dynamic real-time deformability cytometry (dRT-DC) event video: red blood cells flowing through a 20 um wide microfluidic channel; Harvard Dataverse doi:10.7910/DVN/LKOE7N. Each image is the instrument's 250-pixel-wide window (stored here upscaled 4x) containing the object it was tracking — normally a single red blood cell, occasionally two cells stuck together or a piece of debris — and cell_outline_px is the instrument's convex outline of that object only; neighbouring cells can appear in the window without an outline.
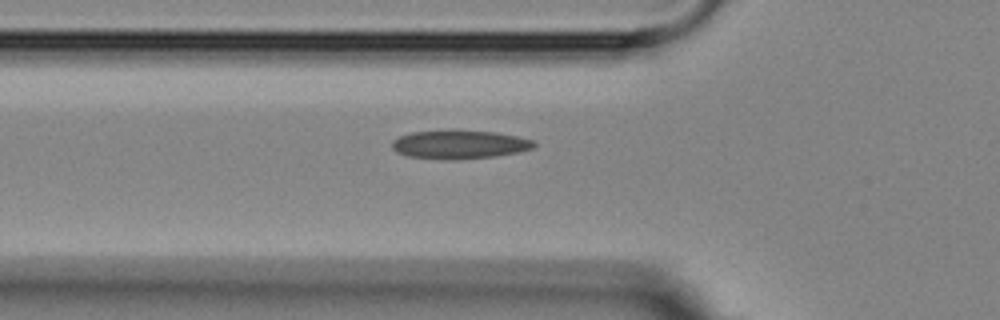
{"species": "Egyptian fruit bat (a non-hibernating species)", "species_latin": "Rousettus aegyptiacus", "temperature_condition": "room temperature", "stored_images_in_passage": 3, "camera_frame_rate_fps": 3000, "um_per_image_px": 0.085, "animal": {"sex": "female"}, "frame": {"image": 1, "passage_image": 2, "time_ms": 1.333, "image_size_px": [1000, 320], "cell_outline_px": [[536, 144], [532, 148], [520, 152], [496, 156], [456, 160], [444, 160], [408, 156], [396, 152], [392, 148], [392, 140], [400, 136], [412, 132], [452, 128], [496, 132], [516, 136], [532, 140]], "centroid_in_image_um": [39.02, 12.26], "position_along_channel_um": 86.8, "area_um2": 24.33}}